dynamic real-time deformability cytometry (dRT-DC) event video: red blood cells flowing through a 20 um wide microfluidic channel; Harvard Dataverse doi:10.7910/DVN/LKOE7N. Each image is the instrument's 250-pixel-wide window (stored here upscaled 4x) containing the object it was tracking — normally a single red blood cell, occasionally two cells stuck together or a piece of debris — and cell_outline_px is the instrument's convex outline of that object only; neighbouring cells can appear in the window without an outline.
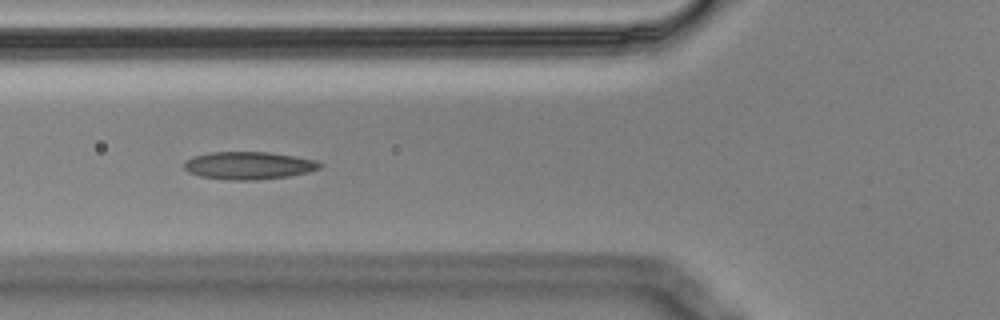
{"species": "Egyptian fruit bat (a non-hibernating species)", "species_latin": "Rousettus aegyptiacus", "temperature_condition": "cold", "stored_images_in_passage": 6, "camera_frame_rate_fps": 3000, "um_per_image_px": 0.085, "animal": {"sex": "male"}, "frame": {"image": 1, "passage_image": 5, "time_ms": 1.333, "image_size_px": [1000, 320], "cell_outline_px": [[324, 164], [320, 168], [308, 172], [288, 176], [256, 180], [228, 180], [200, 176], [188, 172], [184, 168], [184, 164], [192, 156], [212, 152], [268, 152], [316, 160]], "centroid_in_image_um": [21.14, 14.07], "position_along_channel_um": 104.7, "area_um2": 21.79}}